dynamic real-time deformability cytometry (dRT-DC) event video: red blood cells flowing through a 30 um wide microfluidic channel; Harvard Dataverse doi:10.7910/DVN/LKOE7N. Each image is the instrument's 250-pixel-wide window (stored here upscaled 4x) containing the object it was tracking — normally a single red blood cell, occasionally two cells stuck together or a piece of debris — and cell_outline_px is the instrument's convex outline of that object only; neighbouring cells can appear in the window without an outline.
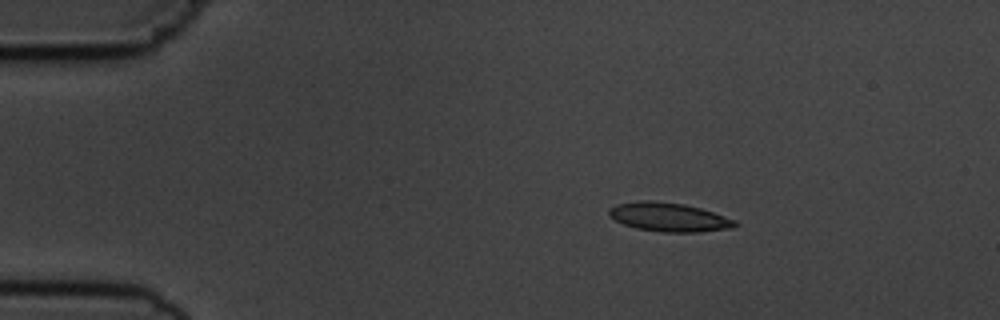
{"species": "common noctule bat (a hibernating species)", "species_latin": "Nyctalus noctula", "temperature_condition": "cold", "stored_images_in_passage": 5, "camera_frame_rate_fps": 3000, "um_per_image_px": 0.085, "animal": {"sex": "male", "body_mass_g": 19.5, "forearm_length_mm": 54.6}, "frame": {"image": 1, "passage_image": 3, "time_ms": 3.0, "image_size_px": [1000, 320], "cell_outline_px": [[740, 224], [732, 228], [700, 232], [660, 232], [636, 228], [624, 224], [608, 216], [608, 208], [616, 204], [636, 200], [652, 200], [684, 204], [700, 208], [736, 220]], "centroid_in_image_um": [56.83, 18.45], "position_along_channel_um": 28.2, "area_um2": 21.39}}